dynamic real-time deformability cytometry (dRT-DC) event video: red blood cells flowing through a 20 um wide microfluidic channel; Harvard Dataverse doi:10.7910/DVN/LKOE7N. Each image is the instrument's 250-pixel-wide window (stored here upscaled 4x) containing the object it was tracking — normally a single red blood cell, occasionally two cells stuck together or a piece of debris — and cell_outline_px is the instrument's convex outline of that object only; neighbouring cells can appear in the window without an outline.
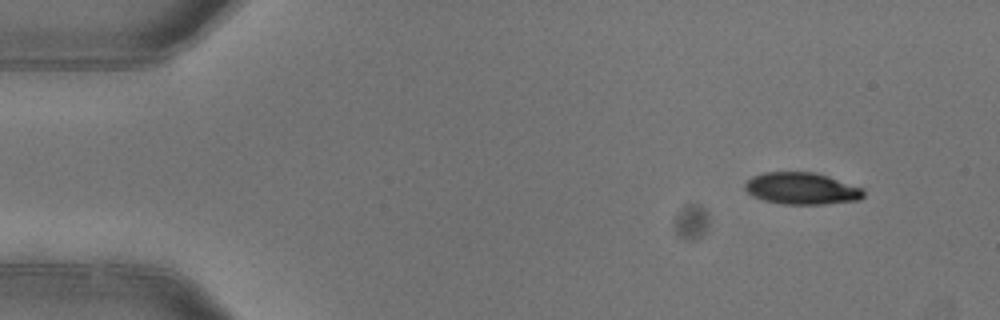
{"species": "common noctule bat (a hibernating species)", "species_latin": "Nyctalus noctula", "temperature_condition": "warm", "stored_images_in_passage": 3, "camera_frame_rate_fps": 3000, "um_per_image_px": 0.085, "animal": {"sex": "female"}, "frame": {"image": 1, "passage_image": 1, "time_ms": 0.0, "image_size_px": [1000, 320], "cell_outline_px": [[864, 196], [860, 200], [820, 204], [780, 204], [764, 200], [752, 196], [744, 188], [744, 184], [752, 176], [764, 172], [816, 172], [864, 188]], "centroid_in_image_um": [68.14, 16.02], "position_along_channel_um": 16.9, "area_um2": 22.14}}
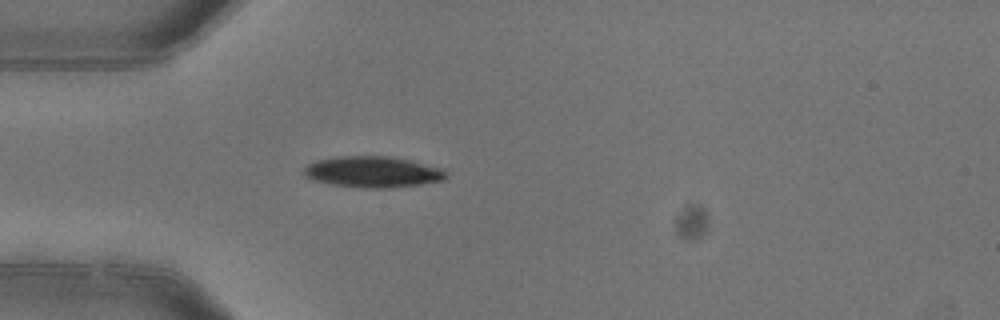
{"frame": {"image": 2, "passage_image": 3, "time_ms": 0.667, "image_size_px": [1000, 320], "cell_outline_px": [[448, 176], [444, 180], [420, 184], [392, 188], [364, 188], [332, 184], [312, 180], [304, 176], [304, 168], [308, 164], [316, 160], [336, 156], [392, 156], [440, 168], [448, 172]], "centroid_in_image_um": [31.67, 14.61], "position_along_channel_um": 53.3, "area_um2": 25.84}}